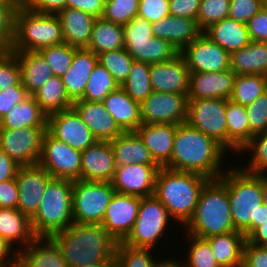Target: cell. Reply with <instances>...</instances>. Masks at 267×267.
Wrapping results in <instances>:
<instances>
[{"mask_svg":"<svg viewBox=\"0 0 267 267\" xmlns=\"http://www.w3.org/2000/svg\"><path fill=\"white\" fill-rule=\"evenodd\" d=\"M226 149L212 137L187 122L177 125L172 158L166 168L201 174L209 179H218L225 171L222 162Z\"/></svg>","mask_w":267,"mask_h":267,"instance_id":"1","label":"cell"},{"mask_svg":"<svg viewBox=\"0 0 267 267\" xmlns=\"http://www.w3.org/2000/svg\"><path fill=\"white\" fill-rule=\"evenodd\" d=\"M62 251L67 267H82L116 256L118 242L101 224L73 222L51 237Z\"/></svg>","mask_w":267,"mask_h":267,"instance_id":"2","label":"cell"},{"mask_svg":"<svg viewBox=\"0 0 267 267\" xmlns=\"http://www.w3.org/2000/svg\"><path fill=\"white\" fill-rule=\"evenodd\" d=\"M210 179L194 172L161 167L154 195L167 208L170 217L185 226L192 218L200 193Z\"/></svg>","mask_w":267,"mask_h":267,"instance_id":"3","label":"cell"},{"mask_svg":"<svg viewBox=\"0 0 267 267\" xmlns=\"http://www.w3.org/2000/svg\"><path fill=\"white\" fill-rule=\"evenodd\" d=\"M232 167L219 179L227 187L233 225L247 238L258 227L259 205L263 203L262 175Z\"/></svg>","mask_w":267,"mask_h":267,"instance_id":"4","label":"cell"},{"mask_svg":"<svg viewBox=\"0 0 267 267\" xmlns=\"http://www.w3.org/2000/svg\"><path fill=\"white\" fill-rule=\"evenodd\" d=\"M187 234L206 239L237 231L233 225L226 185L210 179L203 187L195 212L184 226Z\"/></svg>","mask_w":267,"mask_h":267,"instance_id":"5","label":"cell"},{"mask_svg":"<svg viewBox=\"0 0 267 267\" xmlns=\"http://www.w3.org/2000/svg\"><path fill=\"white\" fill-rule=\"evenodd\" d=\"M72 193V180L52 178L48 182L37 212L31 218L32 230L36 237L51 238L74 222Z\"/></svg>","mask_w":267,"mask_h":267,"instance_id":"6","label":"cell"},{"mask_svg":"<svg viewBox=\"0 0 267 267\" xmlns=\"http://www.w3.org/2000/svg\"><path fill=\"white\" fill-rule=\"evenodd\" d=\"M62 43L63 30L56 14L34 12L20 5L16 8L10 51H39Z\"/></svg>","mask_w":267,"mask_h":267,"instance_id":"7","label":"cell"},{"mask_svg":"<svg viewBox=\"0 0 267 267\" xmlns=\"http://www.w3.org/2000/svg\"><path fill=\"white\" fill-rule=\"evenodd\" d=\"M123 28L125 49L135 61L156 64L171 61L180 54L170 42L154 37L151 23L138 15Z\"/></svg>","mask_w":267,"mask_h":267,"instance_id":"8","label":"cell"},{"mask_svg":"<svg viewBox=\"0 0 267 267\" xmlns=\"http://www.w3.org/2000/svg\"><path fill=\"white\" fill-rule=\"evenodd\" d=\"M169 220L172 218L167 208L155 195L142 197L133 228L122 243L134 248L154 249L162 234L165 235Z\"/></svg>","mask_w":267,"mask_h":267,"instance_id":"9","label":"cell"},{"mask_svg":"<svg viewBox=\"0 0 267 267\" xmlns=\"http://www.w3.org/2000/svg\"><path fill=\"white\" fill-rule=\"evenodd\" d=\"M115 192L111 182L73 181V221L78 224H101Z\"/></svg>","mask_w":267,"mask_h":267,"instance_id":"10","label":"cell"},{"mask_svg":"<svg viewBox=\"0 0 267 267\" xmlns=\"http://www.w3.org/2000/svg\"><path fill=\"white\" fill-rule=\"evenodd\" d=\"M227 99H188L186 122L227 150Z\"/></svg>","mask_w":267,"mask_h":267,"instance_id":"11","label":"cell"},{"mask_svg":"<svg viewBox=\"0 0 267 267\" xmlns=\"http://www.w3.org/2000/svg\"><path fill=\"white\" fill-rule=\"evenodd\" d=\"M38 164L53 178L80 180L81 151L53 137L47 130L42 138Z\"/></svg>","mask_w":267,"mask_h":267,"instance_id":"12","label":"cell"},{"mask_svg":"<svg viewBox=\"0 0 267 267\" xmlns=\"http://www.w3.org/2000/svg\"><path fill=\"white\" fill-rule=\"evenodd\" d=\"M47 127L0 129V148L20 166L38 164Z\"/></svg>","mask_w":267,"mask_h":267,"instance_id":"13","label":"cell"},{"mask_svg":"<svg viewBox=\"0 0 267 267\" xmlns=\"http://www.w3.org/2000/svg\"><path fill=\"white\" fill-rule=\"evenodd\" d=\"M188 96L153 91L140 104L143 124H176L187 120Z\"/></svg>","mask_w":267,"mask_h":267,"instance_id":"14","label":"cell"},{"mask_svg":"<svg viewBox=\"0 0 267 267\" xmlns=\"http://www.w3.org/2000/svg\"><path fill=\"white\" fill-rule=\"evenodd\" d=\"M180 54L190 73L220 72L230 69L231 54L201 33Z\"/></svg>","mask_w":267,"mask_h":267,"instance_id":"15","label":"cell"},{"mask_svg":"<svg viewBox=\"0 0 267 267\" xmlns=\"http://www.w3.org/2000/svg\"><path fill=\"white\" fill-rule=\"evenodd\" d=\"M47 131L79 151H84L97 141L73 107L47 116Z\"/></svg>","mask_w":267,"mask_h":267,"instance_id":"16","label":"cell"},{"mask_svg":"<svg viewBox=\"0 0 267 267\" xmlns=\"http://www.w3.org/2000/svg\"><path fill=\"white\" fill-rule=\"evenodd\" d=\"M140 196L115 192L107 206L101 225L117 241L131 232L138 216Z\"/></svg>","mask_w":267,"mask_h":267,"instance_id":"17","label":"cell"},{"mask_svg":"<svg viewBox=\"0 0 267 267\" xmlns=\"http://www.w3.org/2000/svg\"><path fill=\"white\" fill-rule=\"evenodd\" d=\"M15 178L19 192L18 209L31 219L53 177L41 165L34 164L20 166Z\"/></svg>","mask_w":267,"mask_h":267,"instance_id":"18","label":"cell"},{"mask_svg":"<svg viewBox=\"0 0 267 267\" xmlns=\"http://www.w3.org/2000/svg\"><path fill=\"white\" fill-rule=\"evenodd\" d=\"M159 165L131 164L117 166L111 181L115 191L120 194L140 197L152 196L155 193Z\"/></svg>","mask_w":267,"mask_h":267,"instance_id":"19","label":"cell"},{"mask_svg":"<svg viewBox=\"0 0 267 267\" xmlns=\"http://www.w3.org/2000/svg\"><path fill=\"white\" fill-rule=\"evenodd\" d=\"M150 81L155 92L188 96L190 71L184 57L179 54L171 61L150 64Z\"/></svg>","mask_w":267,"mask_h":267,"instance_id":"20","label":"cell"},{"mask_svg":"<svg viewBox=\"0 0 267 267\" xmlns=\"http://www.w3.org/2000/svg\"><path fill=\"white\" fill-rule=\"evenodd\" d=\"M117 168L110 141H96L81 151L82 181L111 182Z\"/></svg>","mask_w":267,"mask_h":267,"instance_id":"21","label":"cell"},{"mask_svg":"<svg viewBox=\"0 0 267 267\" xmlns=\"http://www.w3.org/2000/svg\"><path fill=\"white\" fill-rule=\"evenodd\" d=\"M236 74L231 70L190 73L188 99H230Z\"/></svg>","mask_w":267,"mask_h":267,"instance_id":"22","label":"cell"},{"mask_svg":"<svg viewBox=\"0 0 267 267\" xmlns=\"http://www.w3.org/2000/svg\"><path fill=\"white\" fill-rule=\"evenodd\" d=\"M72 107L98 141H111L123 133L103 102L77 100Z\"/></svg>","mask_w":267,"mask_h":267,"instance_id":"23","label":"cell"},{"mask_svg":"<svg viewBox=\"0 0 267 267\" xmlns=\"http://www.w3.org/2000/svg\"><path fill=\"white\" fill-rule=\"evenodd\" d=\"M176 128V124H141L135 131L160 167H165L172 158Z\"/></svg>","mask_w":267,"mask_h":267,"instance_id":"24","label":"cell"},{"mask_svg":"<svg viewBox=\"0 0 267 267\" xmlns=\"http://www.w3.org/2000/svg\"><path fill=\"white\" fill-rule=\"evenodd\" d=\"M15 267H67V264L62 251L52 238L36 237L17 252Z\"/></svg>","mask_w":267,"mask_h":267,"instance_id":"25","label":"cell"},{"mask_svg":"<svg viewBox=\"0 0 267 267\" xmlns=\"http://www.w3.org/2000/svg\"><path fill=\"white\" fill-rule=\"evenodd\" d=\"M151 29L154 37L170 42L179 52L202 33L196 20L173 15L152 23Z\"/></svg>","mask_w":267,"mask_h":267,"instance_id":"26","label":"cell"},{"mask_svg":"<svg viewBox=\"0 0 267 267\" xmlns=\"http://www.w3.org/2000/svg\"><path fill=\"white\" fill-rule=\"evenodd\" d=\"M98 63V56L87 48L76 49L70 69L61 77L72 102L80 100L90 75Z\"/></svg>","mask_w":267,"mask_h":267,"instance_id":"27","label":"cell"},{"mask_svg":"<svg viewBox=\"0 0 267 267\" xmlns=\"http://www.w3.org/2000/svg\"><path fill=\"white\" fill-rule=\"evenodd\" d=\"M56 15L61 22L64 43L77 49L87 48L96 17L79 9L67 7Z\"/></svg>","mask_w":267,"mask_h":267,"instance_id":"28","label":"cell"},{"mask_svg":"<svg viewBox=\"0 0 267 267\" xmlns=\"http://www.w3.org/2000/svg\"><path fill=\"white\" fill-rule=\"evenodd\" d=\"M102 102L123 132H135L143 124L140 103L131 99L121 86L110 92Z\"/></svg>","mask_w":267,"mask_h":267,"instance_id":"29","label":"cell"},{"mask_svg":"<svg viewBox=\"0 0 267 267\" xmlns=\"http://www.w3.org/2000/svg\"><path fill=\"white\" fill-rule=\"evenodd\" d=\"M21 68V83L28 95L35 94L54 76L51 67L38 51H11Z\"/></svg>","mask_w":267,"mask_h":267,"instance_id":"30","label":"cell"},{"mask_svg":"<svg viewBox=\"0 0 267 267\" xmlns=\"http://www.w3.org/2000/svg\"><path fill=\"white\" fill-rule=\"evenodd\" d=\"M202 33L230 54L251 42L246 24L229 17L212 24Z\"/></svg>","mask_w":267,"mask_h":267,"instance_id":"31","label":"cell"},{"mask_svg":"<svg viewBox=\"0 0 267 267\" xmlns=\"http://www.w3.org/2000/svg\"><path fill=\"white\" fill-rule=\"evenodd\" d=\"M117 166L131 164L158 165L136 132H123L110 141Z\"/></svg>","mask_w":267,"mask_h":267,"instance_id":"32","label":"cell"},{"mask_svg":"<svg viewBox=\"0 0 267 267\" xmlns=\"http://www.w3.org/2000/svg\"><path fill=\"white\" fill-rule=\"evenodd\" d=\"M206 240L210 243L213 256L220 267H242L246 237L243 232L234 231L213 235Z\"/></svg>","mask_w":267,"mask_h":267,"instance_id":"33","label":"cell"},{"mask_svg":"<svg viewBox=\"0 0 267 267\" xmlns=\"http://www.w3.org/2000/svg\"><path fill=\"white\" fill-rule=\"evenodd\" d=\"M0 236L12 246L19 243L17 251L24 249L36 238L31 219L19 209L8 208H0Z\"/></svg>","mask_w":267,"mask_h":267,"instance_id":"34","label":"cell"},{"mask_svg":"<svg viewBox=\"0 0 267 267\" xmlns=\"http://www.w3.org/2000/svg\"><path fill=\"white\" fill-rule=\"evenodd\" d=\"M230 69L236 75L267 76V43L251 41L246 47L232 52Z\"/></svg>","mask_w":267,"mask_h":267,"instance_id":"35","label":"cell"},{"mask_svg":"<svg viewBox=\"0 0 267 267\" xmlns=\"http://www.w3.org/2000/svg\"><path fill=\"white\" fill-rule=\"evenodd\" d=\"M23 127H47V115L31 95L0 119V129L15 130Z\"/></svg>","mask_w":267,"mask_h":267,"instance_id":"36","label":"cell"},{"mask_svg":"<svg viewBox=\"0 0 267 267\" xmlns=\"http://www.w3.org/2000/svg\"><path fill=\"white\" fill-rule=\"evenodd\" d=\"M227 152H240L254 136L249 129L245 106L228 99L226 101Z\"/></svg>","mask_w":267,"mask_h":267,"instance_id":"37","label":"cell"},{"mask_svg":"<svg viewBox=\"0 0 267 267\" xmlns=\"http://www.w3.org/2000/svg\"><path fill=\"white\" fill-rule=\"evenodd\" d=\"M123 48H125L123 26L107 21L103 17L96 18L87 49L98 56L104 52Z\"/></svg>","mask_w":267,"mask_h":267,"instance_id":"38","label":"cell"},{"mask_svg":"<svg viewBox=\"0 0 267 267\" xmlns=\"http://www.w3.org/2000/svg\"><path fill=\"white\" fill-rule=\"evenodd\" d=\"M32 96L47 116L70 109L73 106V102L67 95L65 85L61 77L58 76H53L47 80Z\"/></svg>","mask_w":267,"mask_h":267,"instance_id":"39","label":"cell"},{"mask_svg":"<svg viewBox=\"0 0 267 267\" xmlns=\"http://www.w3.org/2000/svg\"><path fill=\"white\" fill-rule=\"evenodd\" d=\"M266 91L267 76L260 74L236 75L230 100L246 106Z\"/></svg>","mask_w":267,"mask_h":267,"instance_id":"40","label":"cell"},{"mask_svg":"<svg viewBox=\"0 0 267 267\" xmlns=\"http://www.w3.org/2000/svg\"><path fill=\"white\" fill-rule=\"evenodd\" d=\"M121 87L131 99L141 104L153 92L150 81V64L134 60L131 72Z\"/></svg>","mask_w":267,"mask_h":267,"instance_id":"41","label":"cell"},{"mask_svg":"<svg viewBox=\"0 0 267 267\" xmlns=\"http://www.w3.org/2000/svg\"><path fill=\"white\" fill-rule=\"evenodd\" d=\"M119 85L112 77L111 73L97 63L87 82L86 90L80 100L102 102L104 98Z\"/></svg>","mask_w":267,"mask_h":267,"instance_id":"42","label":"cell"},{"mask_svg":"<svg viewBox=\"0 0 267 267\" xmlns=\"http://www.w3.org/2000/svg\"><path fill=\"white\" fill-rule=\"evenodd\" d=\"M134 60L125 48L98 55V63L105 67L119 86L127 80Z\"/></svg>","mask_w":267,"mask_h":267,"instance_id":"43","label":"cell"},{"mask_svg":"<svg viewBox=\"0 0 267 267\" xmlns=\"http://www.w3.org/2000/svg\"><path fill=\"white\" fill-rule=\"evenodd\" d=\"M151 253L152 249L134 248L118 242L116 249L117 267H157L161 259L156 260Z\"/></svg>","mask_w":267,"mask_h":267,"instance_id":"44","label":"cell"},{"mask_svg":"<svg viewBox=\"0 0 267 267\" xmlns=\"http://www.w3.org/2000/svg\"><path fill=\"white\" fill-rule=\"evenodd\" d=\"M76 49L62 43L44 47L38 52L51 67L54 76L62 77L70 69Z\"/></svg>","mask_w":267,"mask_h":267,"instance_id":"45","label":"cell"},{"mask_svg":"<svg viewBox=\"0 0 267 267\" xmlns=\"http://www.w3.org/2000/svg\"><path fill=\"white\" fill-rule=\"evenodd\" d=\"M247 150H251V154H253L249 158V164L247 167L245 165L240 168L250 174H260L266 175L267 172V131L263 133H259L254 135L249 142L241 149L240 152H244ZM265 172V173H264Z\"/></svg>","mask_w":267,"mask_h":267,"instance_id":"46","label":"cell"},{"mask_svg":"<svg viewBox=\"0 0 267 267\" xmlns=\"http://www.w3.org/2000/svg\"><path fill=\"white\" fill-rule=\"evenodd\" d=\"M189 239V250L187 260L184 261L185 267H220L216 259L213 256L210 243L203 238H198L190 234Z\"/></svg>","mask_w":267,"mask_h":267,"instance_id":"47","label":"cell"},{"mask_svg":"<svg viewBox=\"0 0 267 267\" xmlns=\"http://www.w3.org/2000/svg\"><path fill=\"white\" fill-rule=\"evenodd\" d=\"M230 0H200L197 24L203 32L212 24L228 17Z\"/></svg>","mask_w":267,"mask_h":267,"instance_id":"48","label":"cell"},{"mask_svg":"<svg viewBox=\"0 0 267 267\" xmlns=\"http://www.w3.org/2000/svg\"><path fill=\"white\" fill-rule=\"evenodd\" d=\"M139 0H105L103 18L124 26L137 16Z\"/></svg>","mask_w":267,"mask_h":267,"instance_id":"49","label":"cell"},{"mask_svg":"<svg viewBox=\"0 0 267 267\" xmlns=\"http://www.w3.org/2000/svg\"><path fill=\"white\" fill-rule=\"evenodd\" d=\"M21 82L18 59L10 50H0V91Z\"/></svg>","mask_w":267,"mask_h":267,"instance_id":"50","label":"cell"},{"mask_svg":"<svg viewBox=\"0 0 267 267\" xmlns=\"http://www.w3.org/2000/svg\"><path fill=\"white\" fill-rule=\"evenodd\" d=\"M250 132L253 135L267 131V91L245 106Z\"/></svg>","mask_w":267,"mask_h":267,"instance_id":"51","label":"cell"},{"mask_svg":"<svg viewBox=\"0 0 267 267\" xmlns=\"http://www.w3.org/2000/svg\"><path fill=\"white\" fill-rule=\"evenodd\" d=\"M20 4H0V50H9L14 39V15Z\"/></svg>","mask_w":267,"mask_h":267,"instance_id":"52","label":"cell"},{"mask_svg":"<svg viewBox=\"0 0 267 267\" xmlns=\"http://www.w3.org/2000/svg\"><path fill=\"white\" fill-rule=\"evenodd\" d=\"M267 4V0H230L228 17L247 23Z\"/></svg>","mask_w":267,"mask_h":267,"instance_id":"53","label":"cell"},{"mask_svg":"<svg viewBox=\"0 0 267 267\" xmlns=\"http://www.w3.org/2000/svg\"><path fill=\"white\" fill-rule=\"evenodd\" d=\"M137 15L151 24L156 23L170 15L169 0H139Z\"/></svg>","mask_w":267,"mask_h":267,"instance_id":"54","label":"cell"},{"mask_svg":"<svg viewBox=\"0 0 267 267\" xmlns=\"http://www.w3.org/2000/svg\"><path fill=\"white\" fill-rule=\"evenodd\" d=\"M29 95L22 83L0 91V119Z\"/></svg>","mask_w":267,"mask_h":267,"instance_id":"55","label":"cell"},{"mask_svg":"<svg viewBox=\"0 0 267 267\" xmlns=\"http://www.w3.org/2000/svg\"><path fill=\"white\" fill-rule=\"evenodd\" d=\"M251 41L267 43V4L246 23Z\"/></svg>","mask_w":267,"mask_h":267,"instance_id":"56","label":"cell"},{"mask_svg":"<svg viewBox=\"0 0 267 267\" xmlns=\"http://www.w3.org/2000/svg\"><path fill=\"white\" fill-rule=\"evenodd\" d=\"M20 6L34 12L57 14L66 7V0H20Z\"/></svg>","mask_w":267,"mask_h":267,"instance_id":"57","label":"cell"},{"mask_svg":"<svg viewBox=\"0 0 267 267\" xmlns=\"http://www.w3.org/2000/svg\"><path fill=\"white\" fill-rule=\"evenodd\" d=\"M200 0H169L170 15L197 21Z\"/></svg>","mask_w":267,"mask_h":267,"instance_id":"58","label":"cell"},{"mask_svg":"<svg viewBox=\"0 0 267 267\" xmlns=\"http://www.w3.org/2000/svg\"><path fill=\"white\" fill-rule=\"evenodd\" d=\"M242 267H267V247L252 245L246 241Z\"/></svg>","mask_w":267,"mask_h":267,"instance_id":"59","label":"cell"},{"mask_svg":"<svg viewBox=\"0 0 267 267\" xmlns=\"http://www.w3.org/2000/svg\"><path fill=\"white\" fill-rule=\"evenodd\" d=\"M18 201L16 178L0 182V208L18 209Z\"/></svg>","mask_w":267,"mask_h":267,"instance_id":"60","label":"cell"},{"mask_svg":"<svg viewBox=\"0 0 267 267\" xmlns=\"http://www.w3.org/2000/svg\"><path fill=\"white\" fill-rule=\"evenodd\" d=\"M104 6L105 0H66L67 8L79 9L96 18L103 16Z\"/></svg>","mask_w":267,"mask_h":267,"instance_id":"61","label":"cell"},{"mask_svg":"<svg viewBox=\"0 0 267 267\" xmlns=\"http://www.w3.org/2000/svg\"><path fill=\"white\" fill-rule=\"evenodd\" d=\"M19 167L20 165L0 148V182L15 178Z\"/></svg>","mask_w":267,"mask_h":267,"instance_id":"62","label":"cell"},{"mask_svg":"<svg viewBox=\"0 0 267 267\" xmlns=\"http://www.w3.org/2000/svg\"><path fill=\"white\" fill-rule=\"evenodd\" d=\"M13 247L0 236V267H15L18 251L17 249L13 250Z\"/></svg>","mask_w":267,"mask_h":267,"instance_id":"63","label":"cell"},{"mask_svg":"<svg viewBox=\"0 0 267 267\" xmlns=\"http://www.w3.org/2000/svg\"><path fill=\"white\" fill-rule=\"evenodd\" d=\"M246 241L252 245L267 247V221L262 222L247 238Z\"/></svg>","mask_w":267,"mask_h":267,"instance_id":"64","label":"cell"},{"mask_svg":"<svg viewBox=\"0 0 267 267\" xmlns=\"http://www.w3.org/2000/svg\"><path fill=\"white\" fill-rule=\"evenodd\" d=\"M157 267H185V265L182 264V262L179 263V260H173L172 258H168V260H161Z\"/></svg>","mask_w":267,"mask_h":267,"instance_id":"65","label":"cell"},{"mask_svg":"<svg viewBox=\"0 0 267 267\" xmlns=\"http://www.w3.org/2000/svg\"><path fill=\"white\" fill-rule=\"evenodd\" d=\"M267 221V205L261 203L259 205V214H258V226L262 224V222Z\"/></svg>","mask_w":267,"mask_h":267,"instance_id":"66","label":"cell"},{"mask_svg":"<svg viewBox=\"0 0 267 267\" xmlns=\"http://www.w3.org/2000/svg\"><path fill=\"white\" fill-rule=\"evenodd\" d=\"M82 267H117L116 256L108 261H103L96 264L86 265Z\"/></svg>","mask_w":267,"mask_h":267,"instance_id":"67","label":"cell"},{"mask_svg":"<svg viewBox=\"0 0 267 267\" xmlns=\"http://www.w3.org/2000/svg\"><path fill=\"white\" fill-rule=\"evenodd\" d=\"M262 200L267 205V175H262Z\"/></svg>","mask_w":267,"mask_h":267,"instance_id":"68","label":"cell"},{"mask_svg":"<svg viewBox=\"0 0 267 267\" xmlns=\"http://www.w3.org/2000/svg\"><path fill=\"white\" fill-rule=\"evenodd\" d=\"M0 4H20V0H0Z\"/></svg>","mask_w":267,"mask_h":267,"instance_id":"69","label":"cell"}]
</instances>
